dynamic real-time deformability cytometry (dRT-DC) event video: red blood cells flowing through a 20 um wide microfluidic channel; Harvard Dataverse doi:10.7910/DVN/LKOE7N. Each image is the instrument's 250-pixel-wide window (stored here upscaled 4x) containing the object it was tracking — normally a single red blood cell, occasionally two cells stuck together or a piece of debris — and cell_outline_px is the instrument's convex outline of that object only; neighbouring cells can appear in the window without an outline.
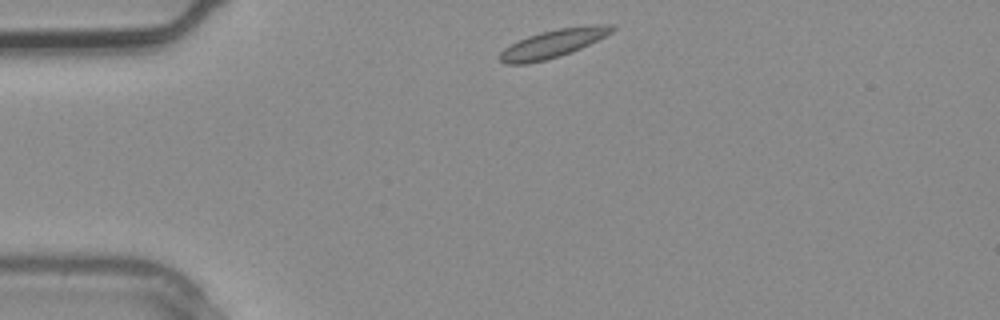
{"species": "common noctule bat (a hibernating species)", "species_latin": "Nyctalus noctula", "temperature_condition": "warm", "stored_images_in_passage": 2, "camera_frame_rate_fps": 3000, "um_per_image_px": 0.085, "animal": {"sex": "male", "body_mass_g": 20.4}, "frame": {"image": 1, "passage_image": 1, "time_ms": 0.0, "image_size_px": [1000, 320], "cell_outline_px": [[616, 28], [612, 32], [580, 48], [560, 56], [528, 64], [504, 64], [500, 60], [500, 52], [504, 48], [528, 36], [540, 32], [560, 28], [592, 24], [616, 24]], "centroid_in_image_um": [47.03, 3.69], "position_along_channel_um": 38.0, "area_um2": 18.21}}